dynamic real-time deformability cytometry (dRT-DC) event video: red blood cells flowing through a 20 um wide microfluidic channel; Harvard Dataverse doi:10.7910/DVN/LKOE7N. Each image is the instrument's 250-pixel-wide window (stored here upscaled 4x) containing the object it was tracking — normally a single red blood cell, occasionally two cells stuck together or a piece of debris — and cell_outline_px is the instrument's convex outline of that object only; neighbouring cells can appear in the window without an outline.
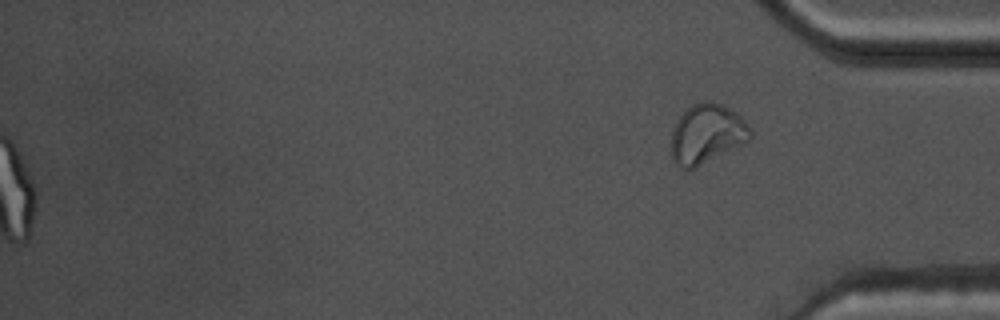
{"species": "common noctule bat (a hibernating species)", "species_latin": "Nyctalus noctula", "temperature_condition": "warm", "stored_images_in_passage": 53, "segment_of_instrument_passage": [2, 2], "camera_frame_rate_fps": 3000, "um_per_image_px": 0.085, "animal": {"sex": "male", "body_mass_g": 17.5, "forearm_length_mm": 52.3}, "frame": {"image": 1, "passage_image": 53, "time_ms": 17.333, "image_size_px": [1000, 320], "cell_outline_px": [[752, 136], [748, 140], [696, 168], [680, 168], [672, 160], [672, 132], [676, 120], [692, 104], [704, 100], [712, 100], [736, 112], [744, 120], [752, 132]], "centroid_in_image_um": [60.06, 11.36], "position_along_channel_um": 375.1, "area_um2": 27.17}}